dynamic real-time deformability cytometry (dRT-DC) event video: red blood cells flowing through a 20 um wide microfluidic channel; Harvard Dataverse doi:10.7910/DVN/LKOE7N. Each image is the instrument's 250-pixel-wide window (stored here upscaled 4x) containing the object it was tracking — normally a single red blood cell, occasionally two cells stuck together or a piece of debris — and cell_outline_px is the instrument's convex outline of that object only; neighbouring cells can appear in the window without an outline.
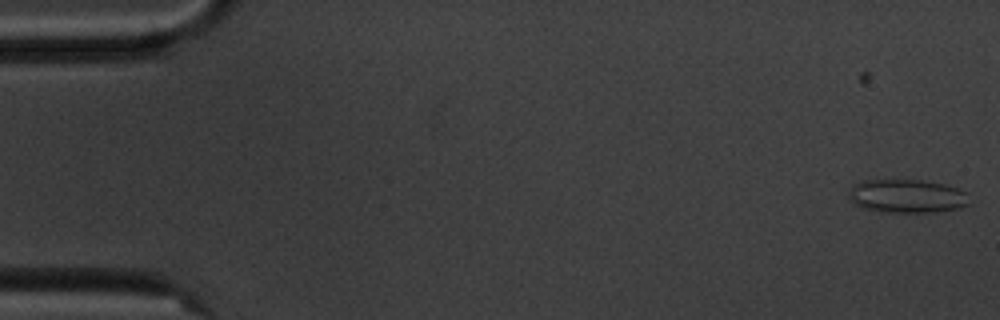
{"species": "common noctule bat (a hibernating species)", "species_latin": "Nyctalus noctula", "temperature_condition": "cold", "stored_images_in_passage": 6, "camera_frame_rate_fps": 3000, "um_per_image_px": 0.085, "animal": {"sex": "male", "body_mass_g": 20.1, "forearm_length_mm": 53.5}, "frame": {"image": 1, "passage_image": 6, "time_ms": 1.667, "image_size_px": [1000, 320], "cell_outline_px": [[968, 204], [960, 208], [932, 212], [884, 212], [864, 208], [856, 204], [848, 196], [848, 188], [852, 184], [864, 180], [920, 180], [944, 184], [968, 192]], "centroid_in_image_um": [77.07, 16.66], "position_along_channel_um": 7.9, "area_um2": 23.58}}